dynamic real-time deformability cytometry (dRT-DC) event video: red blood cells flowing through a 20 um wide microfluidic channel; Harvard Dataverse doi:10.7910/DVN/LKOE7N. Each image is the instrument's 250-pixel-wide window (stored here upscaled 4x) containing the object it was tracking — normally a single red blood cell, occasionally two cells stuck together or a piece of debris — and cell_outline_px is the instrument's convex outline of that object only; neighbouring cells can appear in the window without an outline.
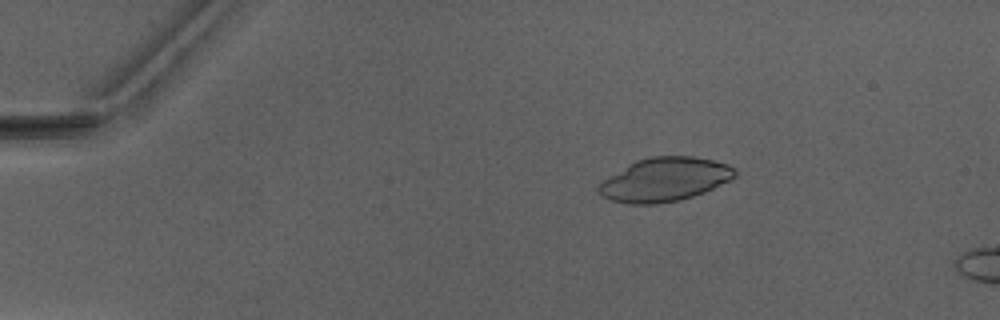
{"species": "Egyptian fruit bat (a non-hibernating species)", "species_latin": "Rousettus aegyptiacus", "temperature_condition": "warm", "stored_images_in_passage": 5, "camera_frame_rate_fps": 3000, "um_per_image_px": 0.085, "animal": {"sex": "male"}, "frame": {"image": 1, "passage_image": 3, "time_ms": 2.333, "image_size_px": [1000, 320], "cell_outline_px": [[736, 176], [732, 180], [704, 192], [680, 200], [656, 204], [628, 204], [612, 200], [596, 192], [596, 188], [604, 180], [628, 164], [636, 160], [652, 156], [692, 156], [712, 160], [728, 164], [736, 172]], "centroid_in_image_um": [56.5, 15.26], "position_along_channel_um": 28.5, "area_um2": 34.62}}